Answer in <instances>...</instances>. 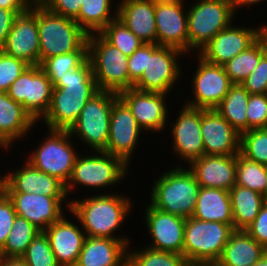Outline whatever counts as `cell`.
I'll return each instance as SVG.
<instances>
[{
	"label": "cell",
	"mask_w": 267,
	"mask_h": 266,
	"mask_svg": "<svg viewBox=\"0 0 267 266\" xmlns=\"http://www.w3.org/2000/svg\"><path fill=\"white\" fill-rule=\"evenodd\" d=\"M53 85L51 105L42 118L48 130H69L86 103L100 90L88 59L63 76H47Z\"/></svg>",
	"instance_id": "6da1fadb"
},
{
	"label": "cell",
	"mask_w": 267,
	"mask_h": 266,
	"mask_svg": "<svg viewBox=\"0 0 267 266\" xmlns=\"http://www.w3.org/2000/svg\"><path fill=\"white\" fill-rule=\"evenodd\" d=\"M68 206L69 212L80 221L87 237L118 239L129 245L128 238L113 235L132 209L127 197L115 193L90 195L83 200H71Z\"/></svg>",
	"instance_id": "7a4b0ae2"
},
{
	"label": "cell",
	"mask_w": 267,
	"mask_h": 266,
	"mask_svg": "<svg viewBox=\"0 0 267 266\" xmlns=\"http://www.w3.org/2000/svg\"><path fill=\"white\" fill-rule=\"evenodd\" d=\"M157 179L151 190L150 204L185 219L192 217L200 189L194 174L178 165Z\"/></svg>",
	"instance_id": "3957f363"
},
{
	"label": "cell",
	"mask_w": 267,
	"mask_h": 266,
	"mask_svg": "<svg viewBox=\"0 0 267 266\" xmlns=\"http://www.w3.org/2000/svg\"><path fill=\"white\" fill-rule=\"evenodd\" d=\"M234 231L225 223L187 218L183 256L189 265H215Z\"/></svg>",
	"instance_id": "277c9868"
},
{
	"label": "cell",
	"mask_w": 267,
	"mask_h": 266,
	"mask_svg": "<svg viewBox=\"0 0 267 266\" xmlns=\"http://www.w3.org/2000/svg\"><path fill=\"white\" fill-rule=\"evenodd\" d=\"M37 25L40 40L39 65L47 58L79 50L88 34L70 18L37 5Z\"/></svg>",
	"instance_id": "5b68a950"
},
{
	"label": "cell",
	"mask_w": 267,
	"mask_h": 266,
	"mask_svg": "<svg viewBox=\"0 0 267 266\" xmlns=\"http://www.w3.org/2000/svg\"><path fill=\"white\" fill-rule=\"evenodd\" d=\"M87 43L88 59L92 65L98 89L117 94L131 89L128 57L111 45L100 33L89 34Z\"/></svg>",
	"instance_id": "8992f818"
},
{
	"label": "cell",
	"mask_w": 267,
	"mask_h": 266,
	"mask_svg": "<svg viewBox=\"0 0 267 266\" xmlns=\"http://www.w3.org/2000/svg\"><path fill=\"white\" fill-rule=\"evenodd\" d=\"M118 94L99 91L83 107L76 122L68 130L84 141L92 151L107 149L111 110ZM79 136V137H78Z\"/></svg>",
	"instance_id": "52a82bcc"
},
{
	"label": "cell",
	"mask_w": 267,
	"mask_h": 266,
	"mask_svg": "<svg viewBox=\"0 0 267 266\" xmlns=\"http://www.w3.org/2000/svg\"><path fill=\"white\" fill-rule=\"evenodd\" d=\"M187 12L189 51L199 52L234 18L230 0H197Z\"/></svg>",
	"instance_id": "ba28073f"
},
{
	"label": "cell",
	"mask_w": 267,
	"mask_h": 266,
	"mask_svg": "<svg viewBox=\"0 0 267 266\" xmlns=\"http://www.w3.org/2000/svg\"><path fill=\"white\" fill-rule=\"evenodd\" d=\"M46 139L26 161L38 170L57 178L65 186L71 178L77 151L68 130H51ZM76 152V153H75Z\"/></svg>",
	"instance_id": "9c48e42d"
},
{
	"label": "cell",
	"mask_w": 267,
	"mask_h": 266,
	"mask_svg": "<svg viewBox=\"0 0 267 266\" xmlns=\"http://www.w3.org/2000/svg\"><path fill=\"white\" fill-rule=\"evenodd\" d=\"M97 153V154H95ZM91 156L77 157L70 180L65 186L66 195L75 185L84 187L104 188L124 179L128 165L117 156L104 151H96Z\"/></svg>",
	"instance_id": "30bf717a"
},
{
	"label": "cell",
	"mask_w": 267,
	"mask_h": 266,
	"mask_svg": "<svg viewBox=\"0 0 267 266\" xmlns=\"http://www.w3.org/2000/svg\"><path fill=\"white\" fill-rule=\"evenodd\" d=\"M183 53L182 50L171 46L147 43L146 68L133 88L144 92L169 93L179 76L181 77L177 59Z\"/></svg>",
	"instance_id": "8fae6325"
},
{
	"label": "cell",
	"mask_w": 267,
	"mask_h": 266,
	"mask_svg": "<svg viewBox=\"0 0 267 266\" xmlns=\"http://www.w3.org/2000/svg\"><path fill=\"white\" fill-rule=\"evenodd\" d=\"M53 85L40 65H30L9 87L7 95L40 121L50 108Z\"/></svg>",
	"instance_id": "7c38bea8"
},
{
	"label": "cell",
	"mask_w": 267,
	"mask_h": 266,
	"mask_svg": "<svg viewBox=\"0 0 267 266\" xmlns=\"http://www.w3.org/2000/svg\"><path fill=\"white\" fill-rule=\"evenodd\" d=\"M198 66L193 76V101L185 105L198 109H215L233 85L223 66L206 62L198 55Z\"/></svg>",
	"instance_id": "4fadbf2b"
},
{
	"label": "cell",
	"mask_w": 267,
	"mask_h": 266,
	"mask_svg": "<svg viewBox=\"0 0 267 266\" xmlns=\"http://www.w3.org/2000/svg\"><path fill=\"white\" fill-rule=\"evenodd\" d=\"M183 0H155L157 44L180 49L187 54L189 36Z\"/></svg>",
	"instance_id": "5bb4252c"
},
{
	"label": "cell",
	"mask_w": 267,
	"mask_h": 266,
	"mask_svg": "<svg viewBox=\"0 0 267 266\" xmlns=\"http://www.w3.org/2000/svg\"><path fill=\"white\" fill-rule=\"evenodd\" d=\"M142 131L130 108L118 97L111 110L108 144L104 152L120 157L128 165Z\"/></svg>",
	"instance_id": "9a60e30c"
},
{
	"label": "cell",
	"mask_w": 267,
	"mask_h": 266,
	"mask_svg": "<svg viewBox=\"0 0 267 266\" xmlns=\"http://www.w3.org/2000/svg\"><path fill=\"white\" fill-rule=\"evenodd\" d=\"M7 55L39 65L40 40L37 25V5L19 14L11 27L6 42L0 48Z\"/></svg>",
	"instance_id": "2e32d148"
},
{
	"label": "cell",
	"mask_w": 267,
	"mask_h": 266,
	"mask_svg": "<svg viewBox=\"0 0 267 266\" xmlns=\"http://www.w3.org/2000/svg\"><path fill=\"white\" fill-rule=\"evenodd\" d=\"M234 27L231 23L218 32L200 51L206 62L223 66L257 41L258 28Z\"/></svg>",
	"instance_id": "e0dca14e"
},
{
	"label": "cell",
	"mask_w": 267,
	"mask_h": 266,
	"mask_svg": "<svg viewBox=\"0 0 267 266\" xmlns=\"http://www.w3.org/2000/svg\"><path fill=\"white\" fill-rule=\"evenodd\" d=\"M16 214L26 218L43 232L63 216V205L68 197H47L42 194L6 192ZM66 200V201H65ZM63 202V203H62Z\"/></svg>",
	"instance_id": "ac0fdd59"
},
{
	"label": "cell",
	"mask_w": 267,
	"mask_h": 266,
	"mask_svg": "<svg viewBox=\"0 0 267 266\" xmlns=\"http://www.w3.org/2000/svg\"><path fill=\"white\" fill-rule=\"evenodd\" d=\"M145 211L146 226L153 240L147 247L183 255L186 219L160 211L150 203Z\"/></svg>",
	"instance_id": "d6986e66"
},
{
	"label": "cell",
	"mask_w": 267,
	"mask_h": 266,
	"mask_svg": "<svg viewBox=\"0 0 267 266\" xmlns=\"http://www.w3.org/2000/svg\"><path fill=\"white\" fill-rule=\"evenodd\" d=\"M172 125L173 150L181 160L189 165L204 155L203 137L201 134V109L183 105Z\"/></svg>",
	"instance_id": "ffe728a7"
},
{
	"label": "cell",
	"mask_w": 267,
	"mask_h": 266,
	"mask_svg": "<svg viewBox=\"0 0 267 266\" xmlns=\"http://www.w3.org/2000/svg\"><path fill=\"white\" fill-rule=\"evenodd\" d=\"M166 95L157 92H144L134 88L118 94L130 108L139 127L146 132L160 131L166 126L168 119L167 105H165Z\"/></svg>",
	"instance_id": "44dd1931"
},
{
	"label": "cell",
	"mask_w": 267,
	"mask_h": 266,
	"mask_svg": "<svg viewBox=\"0 0 267 266\" xmlns=\"http://www.w3.org/2000/svg\"><path fill=\"white\" fill-rule=\"evenodd\" d=\"M204 155L229 156L240 152V134L215 110L201 109Z\"/></svg>",
	"instance_id": "7402d4cb"
},
{
	"label": "cell",
	"mask_w": 267,
	"mask_h": 266,
	"mask_svg": "<svg viewBox=\"0 0 267 266\" xmlns=\"http://www.w3.org/2000/svg\"><path fill=\"white\" fill-rule=\"evenodd\" d=\"M236 165L237 155H202L188 169L200 187L230 191L236 183Z\"/></svg>",
	"instance_id": "603a6c76"
},
{
	"label": "cell",
	"mask_w": 267,
	"mask_h": 266,
	"mask_svg": "<svg viewBox=\"0 0 267 266\" xmlns=\"http://www.w3.org/2000/svg\"><path fill=\"white\" fill-rule=\"evenodd\" d=\"M51 249L61 266H75L83 248L86 234L63 215L44 231Z\"/></svg>",
	"instance_id": "cb8c5ba5"
},
{
	"label": "cell",
	"mask_w": 267,
	"mask_h": 266,
	"mask_svg": "<svg viewBox=\"0 0 267 266\" xmlns=\"http://www.w3.org/2000/svg\"><path fill=\"white\" fill-rule=\"evenodd\" d=\"M6 192L35 193L47 197H68L65 185L57 178L50 176L26 161L25 165L15 172L7 174Z\"/></svg>",
	"instance_id": "d4e9b609"
},
{
	"label": "cell",
	"mask_w": 267,
	"mask_h": 266,
	"mask_svg": "<svg viewBox=\"0 0 267 266\" xmlns=\"http://www.w3.org/2000/svg\"><path fill=\"white\" fill-rule=\"evenodd\" d=\"M118 19L144 43L157 44L155 0H121Z\"/></svg>",
	"instance_id": "484cf974"
},
{
	"label": "cell",
	"mask_w": 267,
	"mask_h": 266,
	"mask_svg": "<svg viewBox=\"0 0 267 266\" xmlns=\"http://www.w3.org/2000/svg\"><path fill=\"white\" fill-rule=\"evenodd\" d=\"M128 247L118 239L86 237L75 266H127Z\"/></svg>",
	"instance_id": "4316f807"
},
{
	"label": "cell",
	"mask_w": 267,
	"mask_h": 266,
	"mask_svg": "<svg viewBox=\"0 0 267 266\" xmlns=\"http://www.w3.org/2000/svg\"><path fill=\"white\" fill-rule=\"evenodd\" d=\"M36 121L23 108L7 95L0 92V147L8 149L15 140L26 136Z\"/></svg>",
	"instance_id": "83f0119b"
},
{
	"label": "cell",
	"mask_w": 267,
	"mask_h": 266,
	"mask_svg": "<svg viewBox=\"0 0 267 266\" xmlns=\"http://www.w3.org/2000/svg\"><path fill=\"white\" fill-rule=\"evenodd\" d=\"M192 217L202 221L225 223L233 227L229 191L200 187Z\"/></svg>",
	"instance_id": "f1b7e54d"
},
{
	"label": "cell",
	"mask_w": 267,
	"mask_h": 266,
	"mask_svg": "<svg viewBox=\"0 0 267 266\" xmlns=\"http://www.w3.org/2000/svg\"><path fill=\"white\" fill-rule=\"evenodd\" d=\"M266 251L245 230H235L215 266H252Z\"/></svg>",
	"instance_id": "f546056e"
},
{
	"label": "cell",
	"mask_w": 267,
	"mask_h": 266,
	"mask_svg": "<svg viewBox=\"0 0 267 266\" xmlns=\"http://www.w3.org/2000/svg\"><path fill=\"white\" fill-rule=\"evenodd\" d=\"M229 193L233 228L234 230H245L255 220L267 200L263 194L239 185H234Z\"/></svg>",
	"instance_id": "4dcf8cb0"
},
{
	"label": "cell",
	"mask_w": 267,
	"mask_h": 266,
	"mask_svg": "<svg viewBox=\"0 0 267 266\" xmlns=\"http://www.w3.org/2000/svg\"><path fill=\"white\" fill-rule=\"evenodd\" d=\"M249 92L241 84H233L215 110L239 133L247 131Z\"/></svg>",
	"instance_id": "1f68e13d"
},
{
	"label": "cell",
	"mask_w": 267,
	"mask_h": 266,
	"mask_svg": "<svg viewBox=\"0 0 267 266\" xmlns=\"http://www.w3.org/2000/svg\"><path fill=\"white\" fill-rule=\"evenodd\" d=\"M112 0H82L79 15L75 19L78 25L89 35L100 33L111 21L118 18V9L111 16Z\"/></svg>",
	"instance_id": "d6a6232c"
},
{
	"label": "cell",
	"mask_w": 267,
	"mask_h": 266,
	"mask_svg": "<svg viewBox=\"0 0 267 266\" xmlns=\"http://www.w3.org/2000/svg\"><path fill=\"white\" fill-rule=\"evenodd\" d=\"M41 231L26 218L16 216L4 247L0 250V257L21 258L29 244Z\"/></svg>",
	"instance_id": "836d02e7"
},
{
	"label": "cell",
	"mask_w": 267,
	"mask_h": 266,
	"mask_svg": "<svg viewBox=\"0 0 267 266\" xmlns=\"http://www.w3.org/2000/svg\"><path fill=\"white\" fill-rule=\"evenodd\" d=\"M263 56L262 45L257 40L247 50L224 64L223 67L233 84H241L257 67Z\"/></svg>",
	"instance_id": "e575fe53"
},
{
	"label": "cell",
	"mask_w": 267,
	"mask_h": 266,
	"mask_svg": "<svg viewBox=\"0 0 267 266\" xmlns=\"http://www.w3.org/2000/svg\"><path fill=\"white\" fill-rule=\"evenodd\" d=\"M235 185L259 192L267 200L266 165L246 159L238 153Z\"/></svg>",
	"instance_id": "d590c367"
},
{
	"label": "cell",
	"mask_w": 267,
	"mask_h": 266,
	"mask_svg": "<svg viewBox=\"0 0 267 266\" xmlns=\"http://www.w3.org/2000/svg\"><path fill=\"white\" fill-rule=\"evenodd\" d=\"M127 266H189L183 255L146 247L128 252Z\"/></svg>",
	"instance_id": "8d00e7d4"
},
{
	"label": "cell",
	"mask_w": 267,
	"mask_h": 266,
	"mask_svg": "<svg viewBox=\"0 0 267 266\" xmlns=\"http://www.w3.org/2000/svg\"><path fill=\"white\" fill-rule=\"evenodd\" d=\"M100 34L127 57L131 56L144 43L118 18L111 21Z\"/></svg>",
	"instance_id": "74e56055"
},
{
	"label": "cell",
	"mask_w": 267,
	"mask_h": 266,
	"mask_svg": "<svg viewBox=\"0 0 267 266\" xmlns=\"http://www.w3.org/2000/svg\"><path fill=\"white\" fill-rule=\"evenodd\" d=\"M87 60L88 43L86 42L77 51L45 59L40 66L47 76H63L67 71L81 67Z\"/></svg>",
	"instance_id": "f35d334b"
},
{
	"label": "cell",
	"mask_w": 267,
	"mask_h": 266,
	"mask_svg": "<svg viewBox=\"0 0 267 266\" xmlns=\"http://www.w3.org/2000/svg\"><path fill=\"white\" fill-rule=\"evenodd\" d=\"M239 153L246 159L267 165V128L241 133Z\"/></svg>",
	"instance_id": "ab89813d"
},
{
	"label": "cell",
	"mask_w": 267,
	"mask_h": 266,
	"mask_svg": "<svg viewBox=\"0 0 267 266\" xmlns=\"http://www.w3.org/2000/svg\"><path fill=\"white\" fill-rule=\"evenodd\" d=\"M21 259L28 266H61L52 249L48 237L40 232L29 244Z\"/></svg>",
	"instance_id": "60d3db41"
},
{
	"label": "cell",
	"mask_w": 267,
	"mask_h": 266,
	"mask_svg": "<svg viewBox=\"0 0 267 266\" xmlns=\"http://www.w3.org/2000/svg\"><path fill=\"white\" fill-rule=\"evenodd\" d=\"M30 66L26 61L0 50V92H7L13 82Z\"/></svg>",
	"instance_id": "b9f144b4"
},
{
	"label": "cell",
	"mask_w": 267,
	"mask_h": 266,
	"mask_svg": "<svg viewBox=\"0 0 267 266\" xmlns=\"http://www.w3.org/2000/svg\"><path fill=\"white\" fill-rule=\"evenodd\" d=\"M247 131L267 128V95L250 94L247 105Z\"/></svg>",
	"instance_id": "7bdbcfd3"
},
{
	"label": "cell",
	"mask_w": 267,
	"mask_h": 266,
	"mask_svg": "<svg viewBox=\"0 0 267 266\" xmlns=\"http://www.w3.org/2000/svg\"><path fill=\"white\" fill-rule=\"evenodd\" d=\"M241 85L249 94H265L267 89V57L265 55Z\"/></svg>",
	"instance_id": "ee69618b"
},
{
	"label": "cell",
	"mask_w": 267,
	"mask_h": 266,
	"mask_svg": "<svg viewBox=\"0 0 267 266\" xmlns=\"http://www.w3.org/2000/svg\"><path fill=\"white\" fill-rule=\"evenodd\" d=\"M16 216L13 203L8 195L0 196V250L5 245Z\"/></svg>",
	"instance_id": "f6af8a7d"
},
{
	"label": "cell",
	"mask_w": 267,
	"mask_h": 266,
	"mask_svg": "<svg viewBox=\"0 0 267 266\" xmlns=\"http://www.w3.org/2000/svg\"><path fill=\"white\" fill-rule=\"evenodd\" d=\"M147 63V43H143L131 56L128 57L129 85L142 76Z\"/></svg>",
	"instance_id": "bcb514c9"
},
{
	"label": "cell",
	"mask_w": 267,
	"mask_h": 266,
	"mask_svg": "<svg viewBox=\"0 0 267 266\" xmlns=\"http://www.w3.org/2000/svg\"><path fill=\"white\" fill-rule=\"evenodd\" d=\"M245 231L267 250V201Z\"/></svg>",
	"instance_id": "7dc6e473"
},
{
	"label": "cell",
	"mask_w": 267,
	"mask_h": 266,
	"mask_svg": "<svg viewBox=\"0 0 267 266\" xmlns=\"http://www.w3.org/2000/svg\"><path fill=\"white\" fill-rule=\"evenodd\" d=\"M82 4V0H46L43 6L54 13L75 20Z\"/></svg>",
	"instance_id": "c3c4849f"
},
{
	"label": "cell",
	"mask_w": 267,
	"mask_h": 266,
	"mask_svg": "<svg viewBox=\"0 0 267 266\" xmlns=\"http://www.w3.org/2000/svg\"><path fill=\"white\" fill-rule=\"evenodd\" d=\"M18 15L19 14L14 10L0 8V48L6 42L11 27Z\"/></svg>",
	"instance_id": "681fc988"
},
{
	"label": "cell",
	"mask_w": 267,
	"mask_h": 266,
	"mask_svg": "<svg viewBox=\"0 0 267 266\" xmlns=\"http://www.w3.org/2000/svg\"><path fill=\"white\" fill-rule=\"evenodd\" d=\"M0 8L14 10L18 14H22L27 11L30 6L25 0H0Z\"/></svg>",
	"instance_id": "f907efd6"
},
{
	"label": "cell",
	"mask_w": 267,
	"mask_h": 266,
	"mask_svg": "<svg viewBox=\"0 0 267 266\" xmlns=\"http://www.w3.org/2000/svg\"><path fill=\"white\" fill-rule=\"evenodd\" d=\"M257 40L262 45L264 55L267 57V25L258 27Z\"/></svg>",
	"instance_id": "816d5d0a"
},
{
	"label": "cell",
	"mask_w": 267,
	"mask_h": 266,
	"mask_svg": "<svg viewBox=\"0 0 267 266\" xmlns=\"http://www.w3.org/2000/svg\"><path fill=\"white\" fill-rule=\"evenodd\" d=\"M0 266H28L21 258L0 257Z\"/></svg>",
	"instance_id": "f5cc1de1"
},
{
	"label": "cell",
	"mask_w": 267,
	"mask_h": 266,
	"mask_svg": "<svg viewBox=\"0 0 267 266\" xmlns=\"http://www.w3.org/2000/svg\"><path fill=\"white\" fill-rule=\"evenodd\" d=\"M263 1H265V0H230V2L232 4L233 12L235 14H236L235 11H237L236 9H238V8H241V7H244V6H247V5L257 4V3H260V2H263Z\"/></svg>",
	"instance_id": "db71d44e"
},
{
	"label": "cell",
	"mask_w": 267,
	"mask_h": 266,
	"mask_svg": "<svg viewBox=\"0 0 267 266\" xmlns=\"http://www.w3.org/2000/svg\"><path fill=\"white\" fill-rule=\"evenodd\" d=\"M7 173L4 176H0V196L6 194V190H7Z\"/></svg>",
	"instance_id": "11a10c76"
},
{
	"label": "cell",
	"mask_w": 267,
	"mask_h": 266,
	"mask_svg": "<svg viewBox=\"0 0 267 266\" xmlns=\"http://www.w3.org/2000/svg\"><path fill=\"white\" fill-rule=\"evenodd\" d=\"M252 266H267V251L262 255V257L254 263Z\"/></svg>",
	"instance_id": "9f6ffc18"
},
{
	"label": "cell",
	"mask_w": 267,
	"mask_h": 266,
	"mask_svg": "<svg viewBox=\"0 0 267 266\" xmlns=\"http://www.w3.org/2000/svg\"><path fill=\"white\" fill-rule=\"evenodd\" d=\"M29 6L43 5L46 0H25Z\"/></svg>",
	"instance_id": "6f0895ef"
},
{
	"label": "cell",
	"mask_w": 267,
	"mask_h": 266,
	"mask_svg": "<svg viewBox=\"0 0 267 266\" xmlns=\"http://www.w3.org/2000/svg\"><path fill=\"white\" fill-rule=\"evenodd\" d=\"M189 266H215V265H189Z\"/></svg>",
	"instance_id": "680465c9"
}]
</instances>
